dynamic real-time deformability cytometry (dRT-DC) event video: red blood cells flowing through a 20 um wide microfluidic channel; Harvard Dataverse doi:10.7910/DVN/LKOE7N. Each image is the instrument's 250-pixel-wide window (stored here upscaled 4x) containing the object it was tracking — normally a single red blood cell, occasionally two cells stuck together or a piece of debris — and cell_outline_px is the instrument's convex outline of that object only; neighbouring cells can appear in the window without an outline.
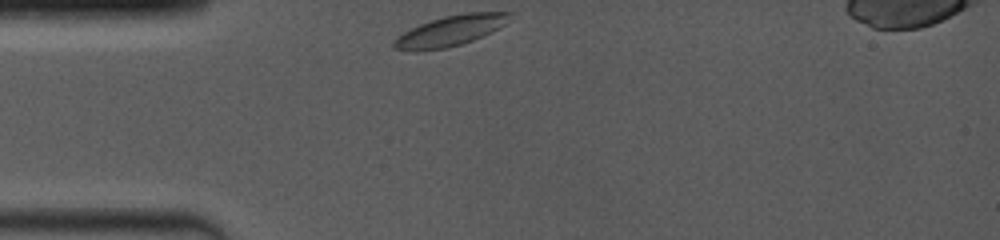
{"species": "common noctule bat (a hibernating species)", "species_latin": "Nyctalus noctula", "temperature_condition": "room temperature", "stored_images_in_passage": 31, "camera_frame_rate_fps": 4000, "um_per_image_px": 0.085, "animal": {"sex": "female", "body_mass_g": 19.0, "forearm_length_mm": 53.3}, "frame": {"image": 1, "passage_image": 1, "time_ms": 0.0, "image_size_px": [1000, 240], "cell_outline_px": [[512, 12], [504, 24], [500, 28], [492, 32], [472, 40], [448, 48], [416, 52], [392, 48], [392, 40], [396, 36], [420, 24], [444, 16], [464, 12]], "centroid_in_image_um": [38.22, 2.63], "position_along_channel_um": 46.8, "area_um2": 20.63}}
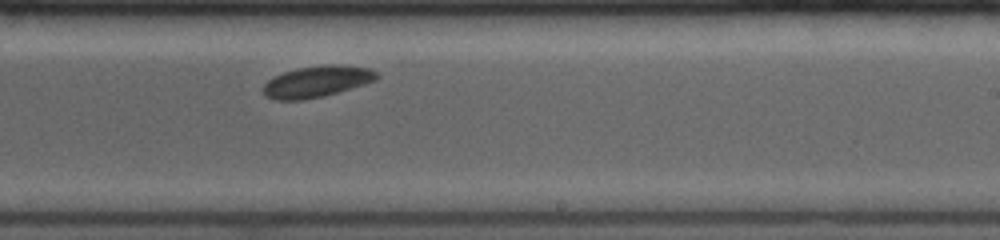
{"frame": {"image": 2, "passage_image": 18, "time_ms": 6.0, "image_size_px": [1000, 240], "cell_outline_px": [[380, 76], [376, 80], [364, 84], [324, 96], [304, 100], [272, 100], [264, 96], [264, 84], [272, 76], [296, 68], [328, 64], [340, 64], [368, 68], [376, 72]], "centroid_in_image_um": [26.91, 6.93], "position_along_channel_um": 262.1, "area_um2": 20.87}}
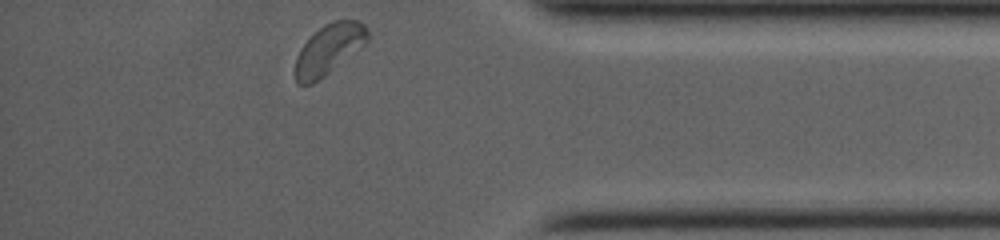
{"frame": {"image": 3, "passage_image": 31, "time_ms": 10.0, "image_size_px": [1000, 240], "cell_outline_px": [[368, 40], [364, 44], [324, 76], [312, 84], [296, 84], [296, 56], [300, 48], [324, 24], [332, 20], [360, 20], [368, 28]], "centroid_in_image_um": [27.96, 4.16], "position_along_channel_um": 407.2, "area_um2": 20.75}, "authors_computed_cell_mechanics": {"area_um2": 20.808, "velocity_mm_per_s": 3.8759, "shape_relaxation_time_tau1_ms": 1.1538, "shape_relaxation_time_tau2_ms": null, "deformation_change_tau1": 0.0635, "deformation_change_tau2": null}}